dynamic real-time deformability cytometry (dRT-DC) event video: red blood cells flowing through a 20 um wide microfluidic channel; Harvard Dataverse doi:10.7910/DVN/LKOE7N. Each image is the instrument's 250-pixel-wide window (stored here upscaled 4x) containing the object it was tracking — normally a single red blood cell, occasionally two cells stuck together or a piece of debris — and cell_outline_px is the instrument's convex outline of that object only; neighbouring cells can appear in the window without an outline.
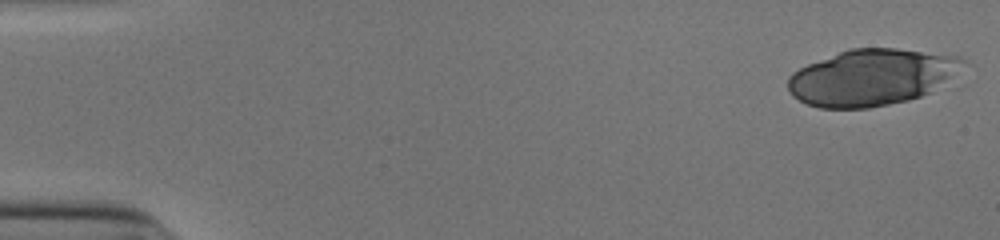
{"species": "human", "species_latin": "Homo sapiens", "temperature_condition": "cold", "stored_images_in_passage": 23, "camera_frame_rate_fps": 3000, "um_per_image_px": 0.085, "donor": {"sex": "male"}, "frame": {"image": 1, "passage_image": 1, "time_ms": 0.0, "image_size_px": [1000, 240], "cell_outline_px": [[964, 60], [948, 76], [928, 92], [920, 96], [908, 100], [868, 108], [820, 108], [808, 104], [792, 96], [788, 88], [788, 76], [792, 72], [808, 64], [840, 52], [852, 48], [896, 48], [960, 56]], "centroid_in_image_um": [73.96, 6.57], "position_along_channel_um": 11.0, "area_um2": 56.12}}
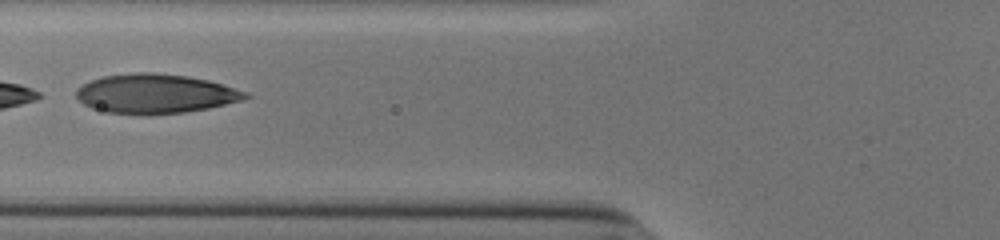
{"frame": {"image": 2, "passage_image": 21, "time_ms": 6.667, "image_size_px": [1000, 240], "cell_outline_px": [[252, 96], [244, 100], [208, 108], [184, 112], [148, 116], [108, 112], [92, 108], [84, 104], [76, 96], [76, 88], [92, 80], [104, 76], [136, 72], [152, 72], [188, 76], [208, 80], [248, 92]], "centroid_in_image_um": [13.23, 7.98], "position_along_channel_um": 112.6, "area_um2": 39.02}}